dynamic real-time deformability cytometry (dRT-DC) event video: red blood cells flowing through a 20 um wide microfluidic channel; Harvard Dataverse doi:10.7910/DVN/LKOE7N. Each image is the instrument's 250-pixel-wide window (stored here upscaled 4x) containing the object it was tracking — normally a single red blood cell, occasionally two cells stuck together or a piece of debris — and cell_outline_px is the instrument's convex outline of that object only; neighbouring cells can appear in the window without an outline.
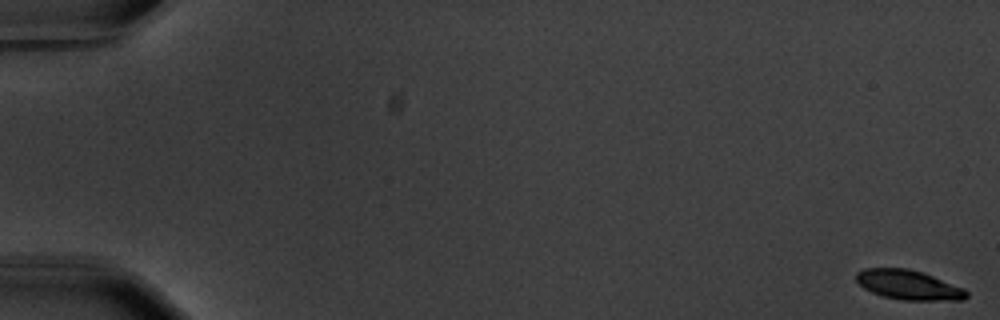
{"species": "common noctule bat (a hibernating species)", "species_latin": "Nyctalus noctula", "temperature_condition": "warm", "stored_images_in_passage": 10, "camera_frame_rate_fps": 3000, "um_per_image_px": 0.085, "animal": {"sex": "male", "body_mass_g": 20.1, "forearm_length_mm": 53.5}, "frame": {"image": 1, "passage_image": 1, "time_ms": 0.0, "image_size_px": [1000, 320], "cell_outline_px": [[968, 296], [964, 300], [904, 300], [880, 296], [864, 288], [856, 280], [856, 272], [864, 268], [908, 268], [932, 276], [964, 288], [968, 292]], "centroid_in_image_um": [77.21, 24.22], "position_along_channel_um": 7.8, "area_um2": 18.96}}